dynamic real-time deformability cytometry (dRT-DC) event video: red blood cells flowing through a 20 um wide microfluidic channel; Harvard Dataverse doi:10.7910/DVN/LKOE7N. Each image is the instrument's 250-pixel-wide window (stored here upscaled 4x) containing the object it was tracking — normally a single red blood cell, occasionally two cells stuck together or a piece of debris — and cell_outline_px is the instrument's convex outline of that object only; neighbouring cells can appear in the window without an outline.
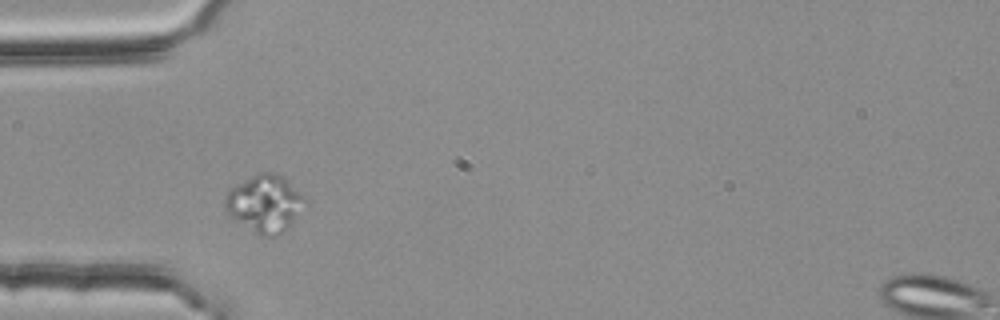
{"species": "common noctule bat (a hibernating species)", "species_latin": "Nyctalus noctula", "temperature_condition": "room temperature", "stored_images_in_passage": 16, "camera_frame_rate_fps": 3000, "um_per_image_px": 0.085, "animal": {"sex": "female", "body_mass_g": 25.1}, "frame": {"image": 1, "passage_image": 1, "time_ms": 0.0, "image_size_px": [1000, 320], "cell_outline_px": [[304, 200], [288, 224], [280, 232], [260, 232], [232, 216], [228, 208], [228, 192], [232, 188], [256, 176], [268, 172], [280, 176]], "centroid_in_image_um": [22.47, 17.24], "position_along_channel_um": 62.5, "area_um2": 22.83}}